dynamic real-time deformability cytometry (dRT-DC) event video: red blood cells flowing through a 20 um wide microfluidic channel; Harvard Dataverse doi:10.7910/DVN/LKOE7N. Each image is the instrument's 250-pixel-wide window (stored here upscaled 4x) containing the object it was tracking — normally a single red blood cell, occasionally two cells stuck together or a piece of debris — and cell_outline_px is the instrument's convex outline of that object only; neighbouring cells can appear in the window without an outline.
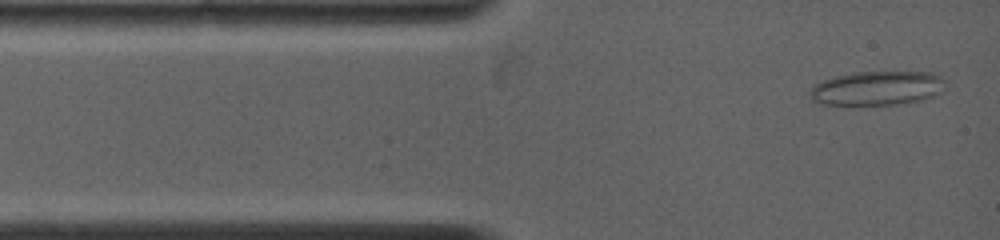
{"species": "common noctule bat (a hibernating species)", "species_latin": "Nyctalus noctula", "temperature_condition": "warm", "stored_images_in_passage": 15, "camera_frame_rate_fps": 5000, "um_per_image_px": 0.085, "animal": {"sex": "female", "body_mass_g": 19.0, "forearm_length_mm": 53.3}, "frame": {"image": 1, "passage_image": 1, "time_ms": 0.0, "image_size_px": [1000, 240], "cell_outline_px": [[948, 80], [944, 92], [936, 96], [920, 100], [896, 104], [852, 108], [820, 104], [812, 100], [808, 96], [808, 92], [816, 84], [832, 76], [852, 72], [932, 72]], "centroid_in_image_um": [74.54, 7.54], "position_along_channel_um": 10.5, "area_um2": 28.44}}
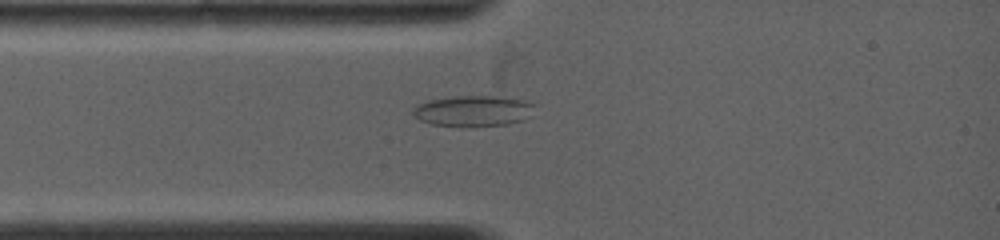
{"frame": {"image": 2, "passage_image": 10, "time_ms": 1.8, "image_size_px": [1000, 240], "cell_outline_px": [[536, 104], [532, 116], [520, 120], [504, 124], [432, 124], [420, 120], [412, 112], [412, 108], [416, 104], [428, 100], [452, 96], [496, 96], [524, 100]], "centroid_in_image_um": [40.24, 9.37], "position_along_channel_um": 44.8, "area_um2": 21.21}}